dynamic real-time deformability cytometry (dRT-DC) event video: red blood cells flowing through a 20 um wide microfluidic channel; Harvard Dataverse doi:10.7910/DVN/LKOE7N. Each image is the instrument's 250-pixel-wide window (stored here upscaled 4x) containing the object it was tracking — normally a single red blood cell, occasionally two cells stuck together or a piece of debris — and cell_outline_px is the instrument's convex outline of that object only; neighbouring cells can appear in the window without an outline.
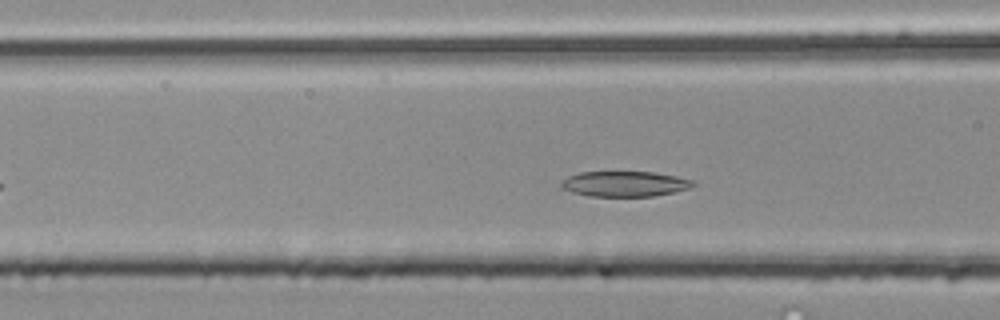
{"species": "common noctule bat (a hibernating species)", "species_latin": "Nyctalus noctula", "temperature_condition": "room temperature", "stored_images_in_passage": 38, "camera_frame_rate_fps": 3000, "um_per_image_px": 0.085, "animal": {"sex": "male", "body_mass_g": 20.4}, "frame": {"image": 1, "passage_image": 14, "time_ms": 4.333, "image_size_px": [1000, 320], "cell_outline_px": [[696, 184], [688, 188], [676, 192], [652, 196], [588, 196], [572, 192], [560, 188], [560, 184], [568, 176], [580, 172], [656, 172], [676, 176], [692, 180]], "centroid_in_image_um": [53.09, 15.63], "position_along_channel_um": 113.5, "area_um2": 19.48}}
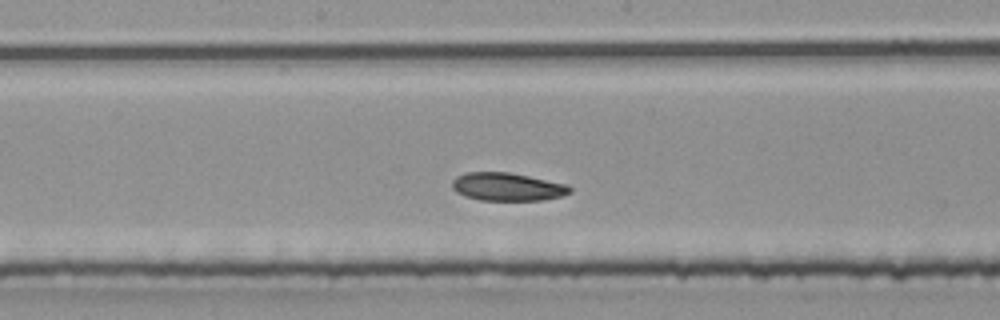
{"frame": {"image": 2, "passage_image": 21, "time_ms": 6.667, "image_size_px": [1000, 320], "cell_outline_px": [[572, 192], [560, 196], [544, 200], [480, 200], [464, 196], [456, 192], [452, 188], [452, 180], [456, 176], [468, 172], [508, 172], [568, 184], [572, 188]], "centroid_in_image_um": [43.12, 15.88], "position_along_channel_um": 205.1, "area_um2": 19.31}}
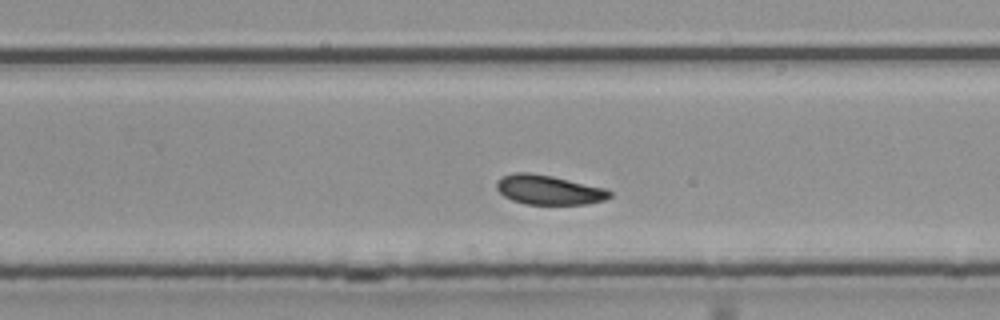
{"frame": {"image": 3, "passage_image": 27, "time_ms": 8.667, "image_size_px": [1000, 320], "cell_outline_px": [[612, 196], [604, 200], [584, 204], [524, 204], [512, 200], [504, 196], [496, 188], [496, 180], [512, 172], [532, 172], [552, 176], [604, 188], [612, 192]], "centroid_in_image_um": [46.61, 16.13], "position_along_channel_um": 283.2, "area_um2": 19.42}, "authors_computed_cell_mechanics": {"area_um2": 19.6231, "velocity_mm_per_s": 3.9188, "shape_relaxation_time_tau1_ms": 4.9828, "shape_relaxation_time_tau2_ms": null, "deformation_change_tau1": 0.1065, "deformation_change_tau2": null}}